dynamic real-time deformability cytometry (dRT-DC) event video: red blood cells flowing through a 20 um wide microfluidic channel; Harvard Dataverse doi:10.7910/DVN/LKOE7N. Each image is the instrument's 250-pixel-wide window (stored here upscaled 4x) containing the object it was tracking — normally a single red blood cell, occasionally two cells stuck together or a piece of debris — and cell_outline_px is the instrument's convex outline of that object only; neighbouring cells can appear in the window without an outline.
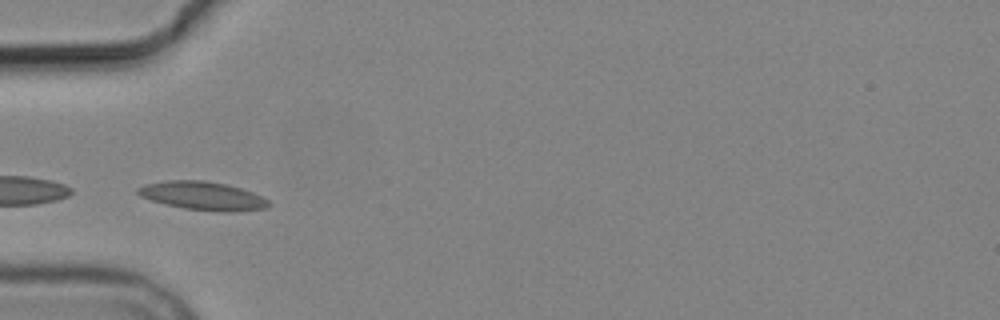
{"species": "common noctule bat (a hibernating species)", "species_latin": "Nyctalus noctula", "temperature_condition": "cold", "stored_images_in_passage": 3, "camera_frame_rate_fps": 3000, "um_per_image_px": 0.085, "animal": {"sex": "male", "body_mass_g": 19.2, "forearm_length_mm": 51.8}, "frame": {"image": 1, "passage_image": 3, "time_ms": 2.333, "image_size_px": [1000, 320], "cell_outline_px": [[272, 204], [268, 208], [232, 212], [220, 212], [184, 208], [164, 204], [140, 196], [136, 192], [136, 188], [144, 184], [168, 180], [204, 180], [228, 184], [252, 192], [268, 200]], "centroid_in_image_um": [17.24, 16.64], "position_along_channel_um": 67.8, "area_um2": 21.85}}